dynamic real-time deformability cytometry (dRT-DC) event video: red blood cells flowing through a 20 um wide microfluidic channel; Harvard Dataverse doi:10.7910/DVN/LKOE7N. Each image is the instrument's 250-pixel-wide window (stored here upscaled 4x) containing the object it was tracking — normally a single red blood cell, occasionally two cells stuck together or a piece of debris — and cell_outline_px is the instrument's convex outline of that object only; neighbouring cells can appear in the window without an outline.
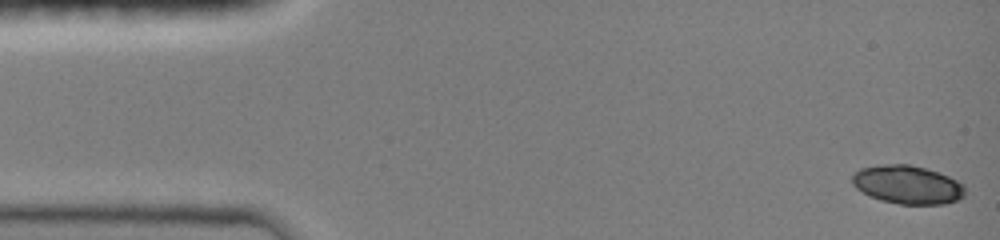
{"species": "common noctule bat (a hibernating species)", "species_latin": "Nyctalus noctula", "temperature_condition": "room temperature", "stored_images_in_passage": 47, "camera_frame_rate_fps": 3000, "um_per_image_px": 0.085, "animal": {"sex": "female", "body_mass_g": 19.0, "forearm_length_mm": 51.5}, "frame": {"image": 1, "passage_image": 1, "time_ms": 0.0, "image_size_px": [1000, 240], "cell_outline_px": [[964, 196], [960, 200], [944, 204], [900, 204], [880, 200], [868, 196], [856, 188], [852, 184], [852, 176], [860, 168], [876, 164], [908, 164], [924, 168], [948, 176], [964, 184]], "centroid_in_image_um": [77.12, 15.7], "position_along_channel_um": 7.9, "area_um2": 25.43}}
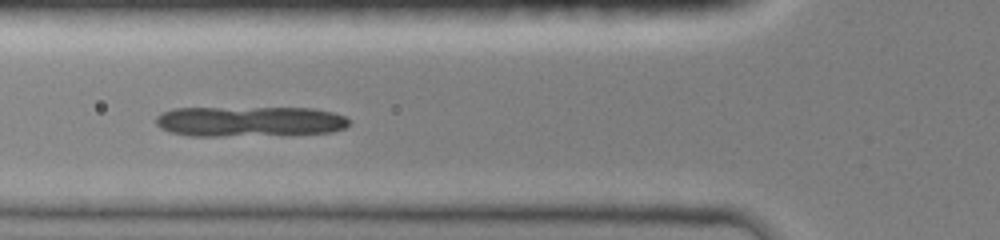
{"frame": {"image": 2, "passage_image": 17, "time_ms": 5.333, "image_size_px": [1000, 240], "cell_outline_px": [[352, 120], [344, 128], [332, 132], [220, 136], [188, 136], [168, 132], [160, 128], [156, 124], [156, 116], [160, 112], [172, 108], [312, 108], [332, 112], [348, 116]], "centroid_in_image_um": [21.17, 10.31], "position_along_channel_um": 104.6, "area_um2": 34.28}}
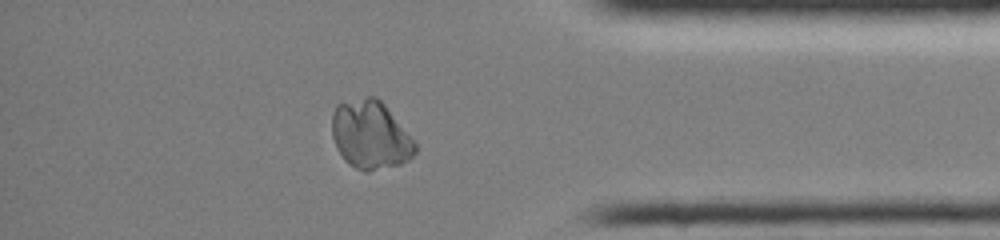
{"frame": {"image": 3, "passage_image": 40, "time_ms": 13.0, "image_size_px": [1000, 240], "cell_outline_px": [[416, 152], [408, 160], [400, 164], [368, 172], [364, 172], [348, 164], [344, 160], [336, 148], [332, 136], [332, 112], [336, 104], [368, 96], [376, 96], [384, 104], [416, 144]], "centroid_in_image_um": [31.44, 11.49], "position_along_channel_um": 403.8, "area_um2": 33.06}}